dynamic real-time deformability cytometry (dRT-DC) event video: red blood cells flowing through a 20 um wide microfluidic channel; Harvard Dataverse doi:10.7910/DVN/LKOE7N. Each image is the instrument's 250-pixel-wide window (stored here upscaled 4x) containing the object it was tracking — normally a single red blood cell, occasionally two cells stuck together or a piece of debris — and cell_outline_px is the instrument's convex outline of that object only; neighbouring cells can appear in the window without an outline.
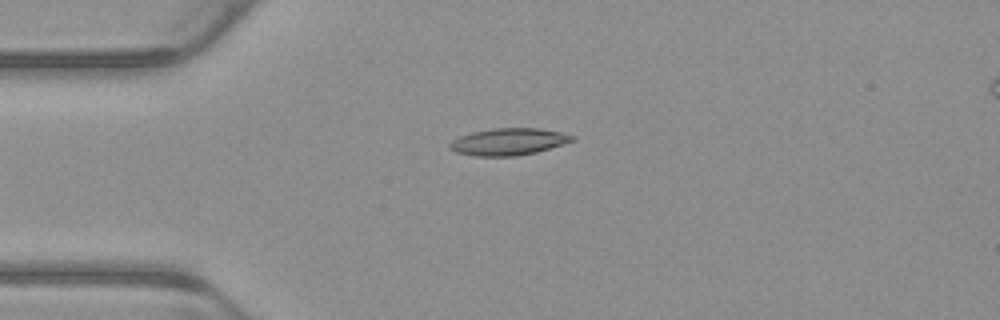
{"species": "common noctule bat (a hibernating species)", "species_latin": "Nyctalus noctula", "temperature_condition": "warm", "stored_images_in_passage": 8, "camera_frame_rate_fps": 3000, "um_per_image_px": 0.085, "animal": {"sex": "male", "body_mass_g": 23.1, "forearm_length_mm": 52.7}, "frame": {"image": 1, "passage_image": 3, "time_ms": 0.667, "image_size_px": [1000, 320], "cell_outline_px": [[576, 140], [536, 152], [516, 156], [476, 156], [456, 152], [448, 148], [448, 144], [452, 140], [460, 136], [472, 132], [492, 128], [540, 128], [560, 132], [576, 136]], "centroid_in_image_um": [43.22, 12.04], "position_along_channel_um": 41.8, "area_um2": 19.31}}
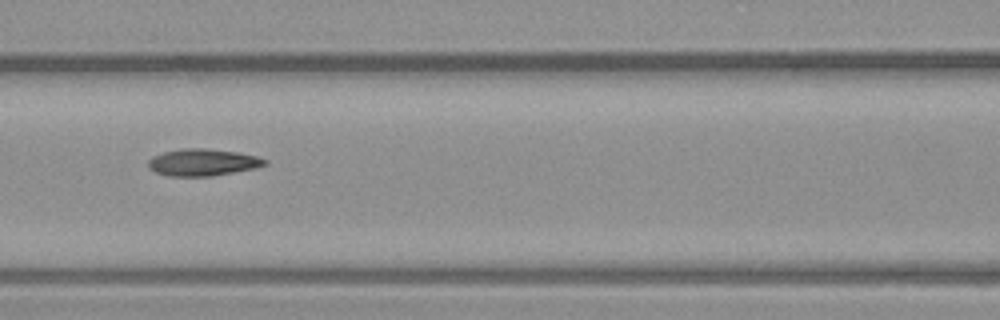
{"frame": {"image": 2, "passage_image": 6, "time_ms": 1.667, "image_size_px": [1000, 320], "cell_outline_px": [[268, 164], [256, 168], [212, 176], [168, 176], [156, 172], [148, 168], [148, 160], [152, 156], [164, 152], [184, 148], [204, 148], [236, 152], [256, 156], [268, 160]], "centroid_in_image_um": [17.23, 13.8], "position_along_channel_um": 149.4, "area_um2": 18.32}}
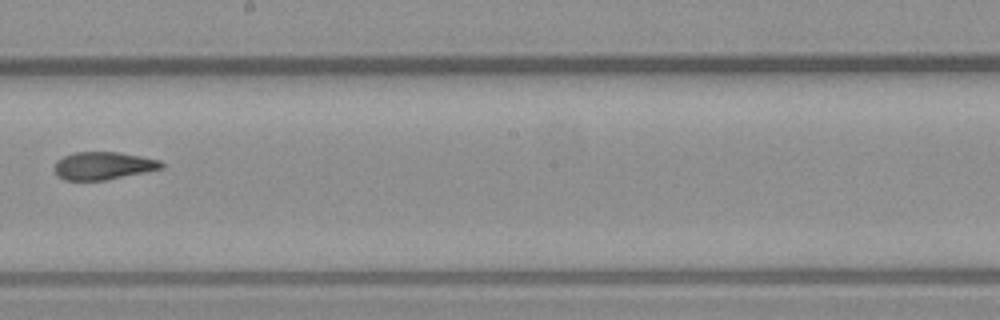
{"frame": {"image": 3, "passage_image": 8, "time_ms": 2.333, "image_size_px": [1000, 320], "cell_outline_px": [[164, 168], [104, 180], [64, 180], [56, 176], [56, 160], [64, 156], [76, 152], [116, 152], [140, 156], [160, 160], [164, 164]], "centroid_in_image_um": [8.77, 14.08], "position_along_channel_um": 239.4, "area_um2": 17.11}}